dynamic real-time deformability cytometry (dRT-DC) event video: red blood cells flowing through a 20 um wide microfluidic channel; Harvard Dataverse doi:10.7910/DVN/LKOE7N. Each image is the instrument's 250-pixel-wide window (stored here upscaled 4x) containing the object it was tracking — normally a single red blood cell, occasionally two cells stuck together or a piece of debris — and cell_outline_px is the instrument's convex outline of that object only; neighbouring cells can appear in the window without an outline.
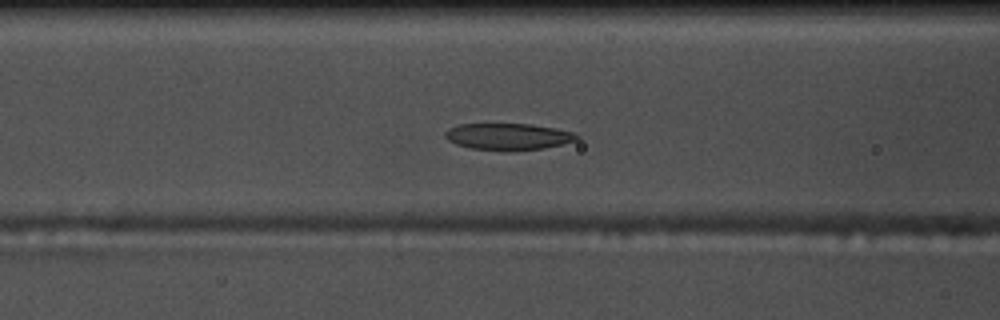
{"species": "common noctule bat (a hibernating species)", "species_latin": "Nyctalus noctula", "temperature_condition": "warm", "stored_images_in_passage": 47, "camera_frame_rate_fps": 3000, "um_per_image_px": 0.085, "animal": {"sex": "male", "body_mass_g": 17.5, "forearm_length_mm": 52.3}, "frame": {"image": 1, "passage_image": 14, "time_ms": 4.333, "image_size_px": [1000, 320], "cell_outline_px": [[580, 140], [544, 148], [508, 152], [504, 152], [472, 148], [456, 144], [448, 140], [444, 136], [444, 132], [448, 128], [460, 124], [528, 124], [556, 128], [576, 132], [580, 136]], "centroid_in_image_um": [43.23, 11.62], "position_along_channel_um": 123.4, "area_um2": 20.87}}
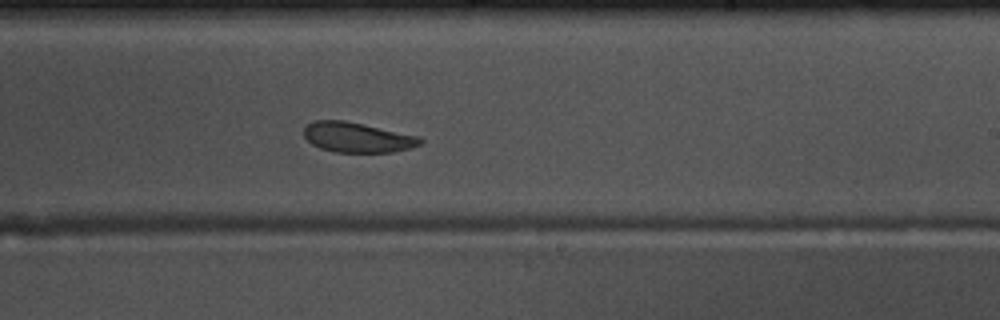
{"frame": {"image": 2, "passage_image": 25, "time_ms": 8.0, "image_size_px": [1000, 320], "cell_outline_px": [[424, 140], [420, 144], [412, 148], [392, 152], [332, 152], [320, 148], [312, 144], [304, 136], [304, 128], [308, 124], [316, 120], [344, 120], [420, 136]], "centroid_in_image_um": [30.39, 11.68], "position_along_channel_um": 258.6, "area_um2": 20.4}}
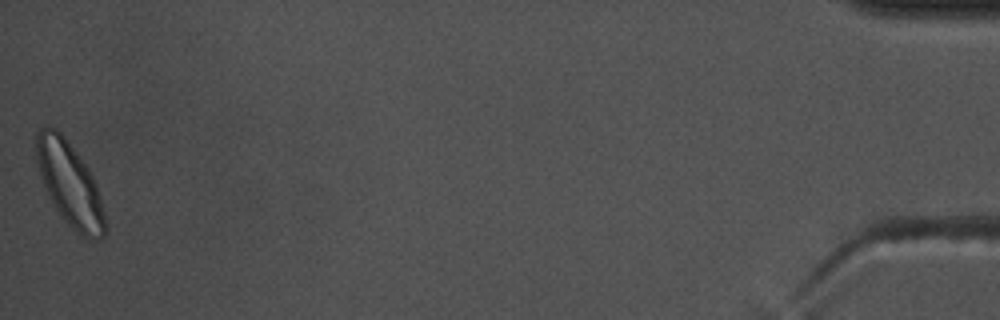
{"frame": {"image": 3, "passage_image": 47, "time_ms": 15.333, "image_size_px": [1000, 320], "cell_outline_px": [[108, 228], [104, 236], [100, 240], [80, 236], [64, 220], [56, 208], [44, 184], [36, 160], [36, 132], [40, 128], [56, 128], [64, 136], [88, 168], [96, 184], [104, 212]], "centroid_in_image_um": [5.95, 15.67], "position_along_channel_um": 429.2, "area_um2": 33.12}, "authors_computed_cell_mechanics": {"area_um2": 22.4264, "velocity_mm_per_s": 3.6992, "shape_relaxation_time_tau1_ms": 5.4097, "shape_relaxation_time_tau2_ms": 6.9932, "deformation_change_tau1": 0.1177, "deformation_change_tau2": 0.1255}}